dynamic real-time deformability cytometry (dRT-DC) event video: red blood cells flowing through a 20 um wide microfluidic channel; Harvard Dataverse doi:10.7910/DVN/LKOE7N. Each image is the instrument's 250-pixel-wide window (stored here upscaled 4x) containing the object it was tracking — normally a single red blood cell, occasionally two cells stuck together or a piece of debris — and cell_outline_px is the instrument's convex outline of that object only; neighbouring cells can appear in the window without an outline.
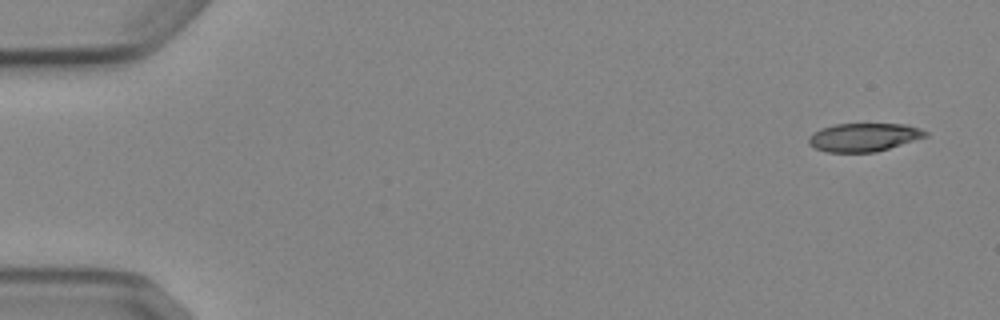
{"species": "Egyptian fruit bat (a non-hibernating species)", "species_latin": "Rousettus aegyptiacus", "temperature_condition": "cold", "stored_images_in_passage": 6, "camera_frame_rate_fps": 3000, "um_per_image_px": 0.085, "animal": {"sex": "female"}, "frame": {"image": 1, "passage_image": 1, "time_ms": 0.0, "image_size_px": [1000, 320], "cell_outline_px": [[928, 136], [876, 152], [828, 152], [816, 148], [808, 144], [808, 136], [812, 132], [820, 128], [836, 124], [908, 124], [920, 128], [928, 132]], "centroid_in_image_um": [73.41, 11.66], "position_along_channel_um": 11.6, "area_um2": 19.36}}
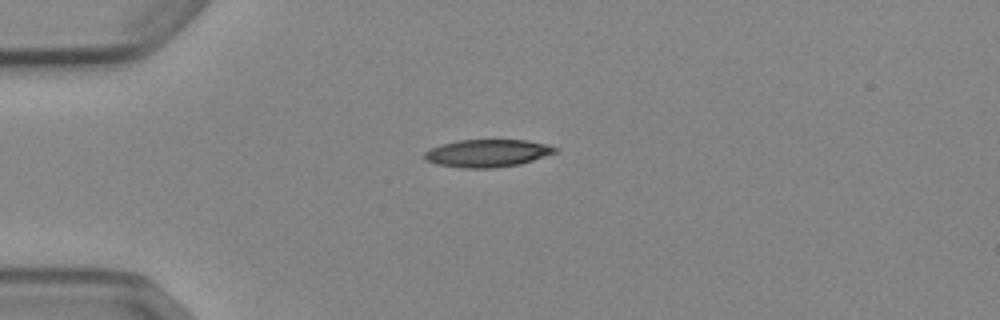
{"frame": {"image": 2, "passage_image": 4, "time_ms": 3.667, "image_size_px": [1000, 320], "cell_outline_px": [[560, 148], [556, 152], [520, 164], [492, 168], [460, 168], [436, 164], [424, 160], [424, 152], [428, 148], [440, 144], [456, 140], [528, 140], [548, 144]], "centroid_in_image_um": [41.39, 13.01], "position_along_channel_um": 43.6, "area_um2": 21.27}}
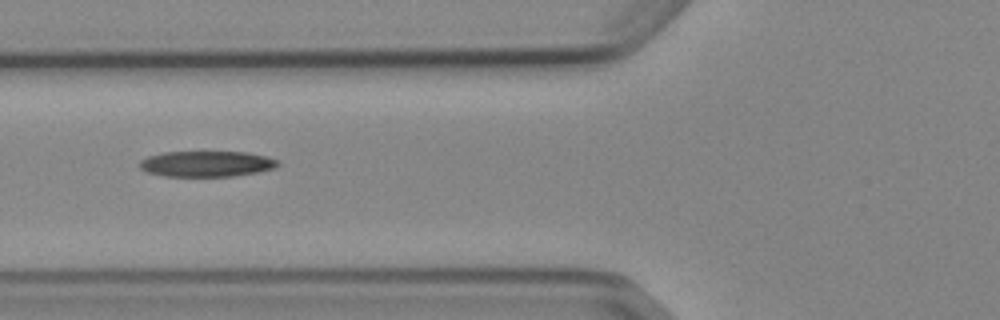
{"frame": {"image": 3, "passage_image": 6, "time_ms": 6.0, "image_size_px": [1000, 320], "cell_outline_px": [[280, 164], [276, 168], [256, 172], [232, 176], [164, 176], [148, 172], [140, 168], [140, 160], [148, 156], [164, 152], [244, 152], [264, 156], [276, 160]], "centroid_in_image_um": [17.54, 13.92], "position_along_channel_um": 108.3, "area_um2": 20.52}}